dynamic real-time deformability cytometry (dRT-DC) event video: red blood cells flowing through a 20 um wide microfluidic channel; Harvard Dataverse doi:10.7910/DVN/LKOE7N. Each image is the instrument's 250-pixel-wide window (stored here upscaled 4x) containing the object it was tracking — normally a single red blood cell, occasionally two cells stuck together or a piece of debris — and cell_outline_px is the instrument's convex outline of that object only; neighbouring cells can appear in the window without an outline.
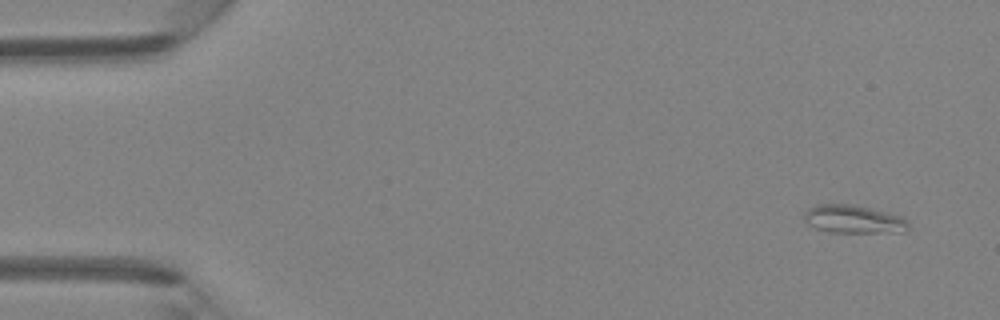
{"species": "Egyptian fruit bat (a non-hibernating species)", "species_latin": "Rousettus aegyptiacus", "temperature_condition": "room temperature", "stored_images_in_passage": 4, "camera_frame_rate_fps": 3000, "um_per_image_px": 0.085, "animal": {"sex": "female"}, "frame": {"image": 1, "passage_image": 1, "time_ms": 0.0, "image_size_px": [1000, 320], "cell_outline_px": [[908, 228], [904, 232], [832, 232], [816, 228], [808, 224], [804, 220], [804, 212], [808, 208], [816, 204], [856, 204], [904, 216], [908, 220]], "centroid_in_image_um": [72.57, 18.61], "position_along_channel_um": 12.4, "area_um2": 17.34}}